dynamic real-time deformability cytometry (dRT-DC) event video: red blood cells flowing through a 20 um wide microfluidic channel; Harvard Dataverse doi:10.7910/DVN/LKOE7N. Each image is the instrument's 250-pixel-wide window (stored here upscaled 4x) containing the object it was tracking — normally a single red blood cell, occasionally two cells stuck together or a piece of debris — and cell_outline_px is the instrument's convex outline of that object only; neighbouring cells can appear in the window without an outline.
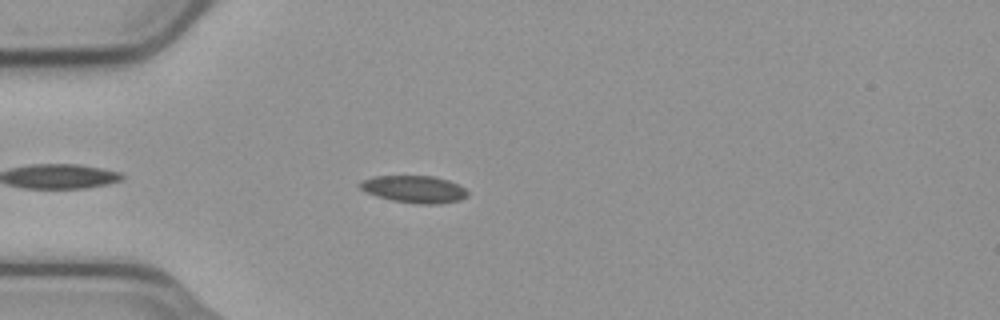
{"species": "common noctule bat (a hibernating species)", "species_latin": "Nyctalus noctula", "temperature_condition": "cold", "stored_images_in_passage": 32, "camera_frame_rate_fps": 3000, "um_per_image_px": 0.085, "animal": {"sex": "male", "body_mass_g": 23.1, "forearm_length_mm": 52.7}, "frame": {"image": 1, "passage_image": 6, "time_ms": 1.667, "image_size_px": [1000, 320], "cell_outline_px": [[468, 196], [460, 200], [440, 204], [420, 204], [392, 200], [376, 196], [360, 188], [356, 184], [372, 176], [432, 176], [448, 180], [460, 184], [468, 192]], "centroid_in_image_um": [35.23, 16.08], "position_along_channel_um": 49.8, "area_um2": 17.11}}
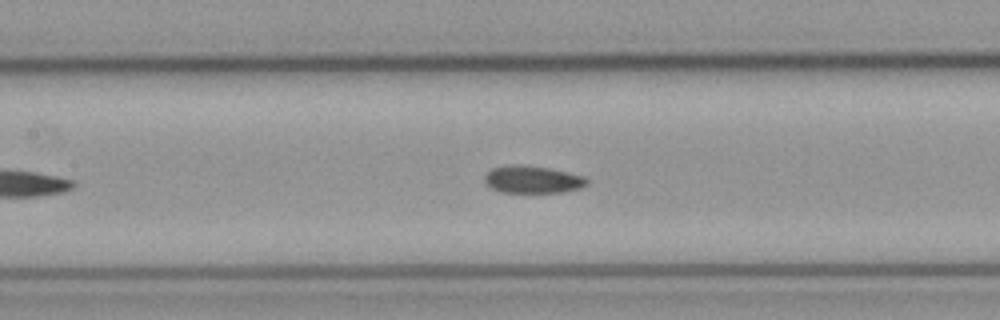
{"frame": {"image": 2, "passage_image": 16, "time_ms": 5.0, "image_size_px": [1000, 320], "cell_outline_px": [[588, 184], [580, 188], [564, 192], [500, 192], [492, 188], [484, 180], [484, 176], [492, 168], [548, 168], [568, 172], [584, 176], [588, 180]], "centroid_in_image_um": [45.35, 15.32], "position_along_channel_um": 162.0, "area_um2": 15.37}}
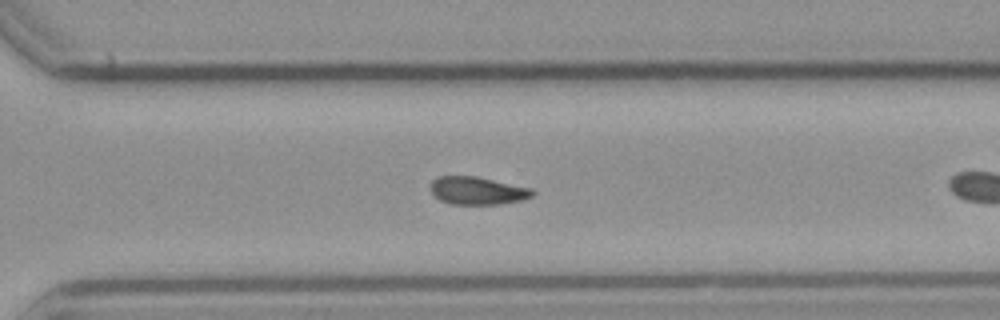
{"frame": {"image": 3, "passage_image": 26, "time_ms": 8.333, "image_size_px": [1000, 320], "cell_outline_px": [[536, 192], [532, 196], [520, 200], [496, 204], [448, 204], [440, 200], [432, 192], [432, 180], [440, 176], [476, 176], [532, 188]], "centroid_in_image_um": [40.59, 16.2], "position_along_channel_um": 330.0, "area_um2": 16.36}}